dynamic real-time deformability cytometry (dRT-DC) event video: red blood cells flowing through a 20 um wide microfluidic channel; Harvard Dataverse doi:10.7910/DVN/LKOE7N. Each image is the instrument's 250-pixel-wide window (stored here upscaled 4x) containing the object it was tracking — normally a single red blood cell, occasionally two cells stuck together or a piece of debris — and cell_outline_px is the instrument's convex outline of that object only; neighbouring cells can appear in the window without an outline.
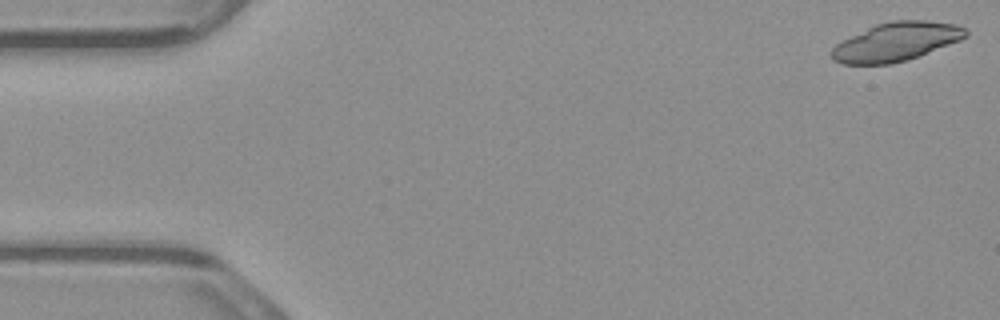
{"species": "common noctule bat (a hibernating species)", "species_latin": "Nyctalus noctula", "temperature_condition": "warm", "stored_images_in_passage": 6, "camera_frame_rate_fps": 3000, "um_per_image_px": 0.085, "animal": {"sex": "male", "body_mass_g": 23.1, "forearm_length_mm": 52.7}, "frame": {"image": 1, "passage_image": 1, "time_ms": 0.0, "image_size_px": [1000, 320], "cell_outline_px": [[968, 36], [960, 40], [908, 60], [892, 64], [844, 64], [832, 60], [828, 52], [836, 44], [876, 24], [892, 20], [924, 20], [956, 24], [964, 28], [968, 32]], "centroid_in_image_um": [76.16, 3.56], "position_along_channel_um": 8.8, "area_um2": 30.11}}